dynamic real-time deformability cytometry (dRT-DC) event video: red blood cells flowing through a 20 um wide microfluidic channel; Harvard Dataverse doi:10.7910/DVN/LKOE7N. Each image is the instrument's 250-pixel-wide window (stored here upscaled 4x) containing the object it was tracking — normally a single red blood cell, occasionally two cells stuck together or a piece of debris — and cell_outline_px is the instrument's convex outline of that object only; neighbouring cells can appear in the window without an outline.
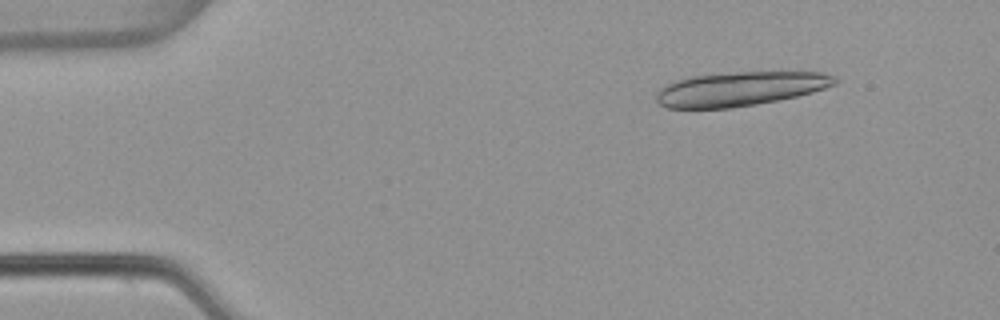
{"species": "common noctule bat (a hibernating species)", "species_latin": "Nyctalus noctula", "temperature_condition": "warm", "stored_images_in_passage": 20, "camera_frame_rate_fps": 3000, "um_per_image_px": 0.085, "animal": {"sex": "female", "body_mass_g": 22.7, "forearm_length_mm": 54.2}, "frame": {"image": 1, "passage_image": 6, "time_ms": 1.667, "image_size_px": [1000, 320], "cell_outline_px": [[840, 80], [836, 84], [812, 92], [796, 96], [756, 104], [732, 108], [668, 108], [660, 104], [656, 100], [656, 92], [660, 88], [676, 80], [688, 76], [736, 72], [824, 72], [836, 76]], "centroid_in_image_um": [62.92, 7.54], "position_along_channel_um": 22.1, "area_um2": 35.6}}